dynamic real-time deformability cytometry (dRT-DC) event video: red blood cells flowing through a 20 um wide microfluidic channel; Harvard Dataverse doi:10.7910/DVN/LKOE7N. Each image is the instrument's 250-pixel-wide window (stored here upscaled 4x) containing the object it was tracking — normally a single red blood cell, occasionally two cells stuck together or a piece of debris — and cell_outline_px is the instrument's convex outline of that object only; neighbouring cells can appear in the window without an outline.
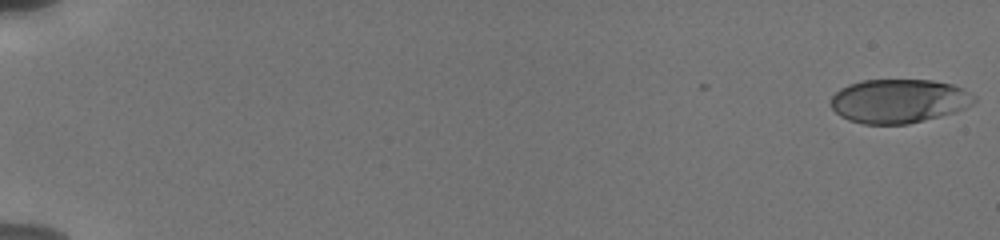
{"species": "human", "species_latin": "Homo sapiens", "temperature_condition": "cold", "stored_images_in_passage": 44, "camera_frame_rate_fps": 3000, "um_per_image_px": 0.085, "donor": {"sex": "male"}, "frame": {"image": 1, "passage_image": 1, "time_ms": 0.0, "image_size_px": [1000, 240], "cell_outline_px": [[976, 100], [972, 104], [956, 112], [908, 124], [864, 124], [848, 120], [840, 116], [832, 108], [832, 96], [840, 88], [848, 84], [860, 80], [932, 80], [952, 84], [976, 96]], "centroid_in_image_um": [76.39, 8.58], "position_along_channel_um": 8.6, "area_um2": 36.7}}
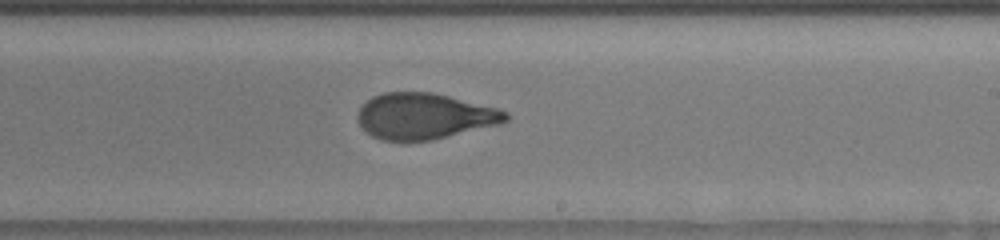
{"frame": {"image": 2, "passage_image": 27, "time_ms": 11.667, "image_size_px": [1000, 240], "cell_outline_px": [[508, 120], [500, 124], [432, 140], [380, 140], [372, 136], [356, 120], [356, 116], [360, 108], [372, 96], [384, 92], [432, 92], [500, 108], [508, 112]], "centroid_in_image_um": [36.09, 9.86], "position_along_channel_um": 252.9, "area_um2": 39.65}}
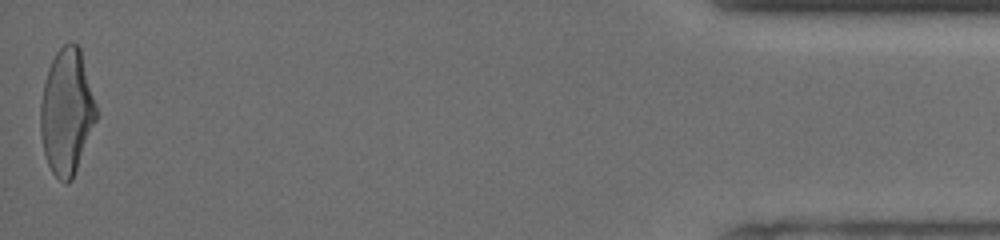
{"frame": {"image": 3, "passage_image": 44, "time_ms": 18.333, "image_size_px": [1000, 240], "cell_outline_px": [[96, 120], [72, 180], [68, 184], [64, 184], [52, 172], [48, 164], [44, 152], [40, 132], [40, 104], [44, 84], [48, 68], [56, 52], [64, 44], [72, 40], [80, 48], [96, 104]], "centroid_in_image_um": [5.66, 9.5], "position_along_channel_um": 429.5, "area_um2": 40.63}, "authors_computed_cell_mechanics": {"area_um2": 39.7086, "velocity_mm_per_s": 3.7976, "shape_relaxation_time_tau1_ms": 5.3307, "shape_relaxation_time_tau2_ms": 0.9538, "deformation_change_tau1": 0.2049, "deformation_change_tau2": 0.0746}}